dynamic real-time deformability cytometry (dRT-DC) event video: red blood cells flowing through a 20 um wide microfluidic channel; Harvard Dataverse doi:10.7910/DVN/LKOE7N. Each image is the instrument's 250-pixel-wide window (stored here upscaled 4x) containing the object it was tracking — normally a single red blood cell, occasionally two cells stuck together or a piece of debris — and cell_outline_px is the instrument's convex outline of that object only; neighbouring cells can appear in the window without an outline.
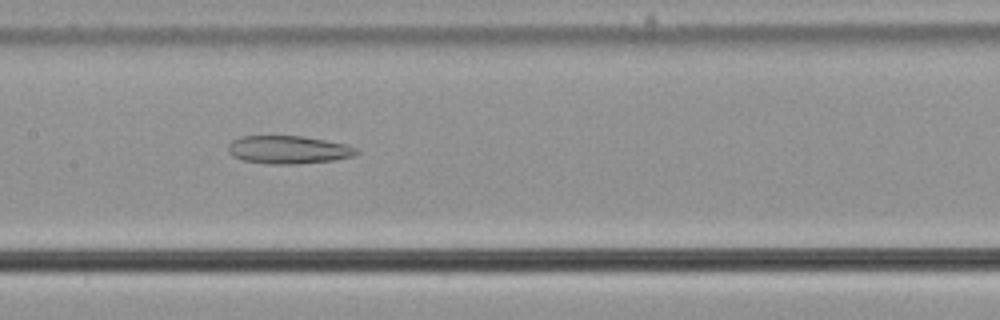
{"species": "common noctule bat (a hibernating species)", "species_latin": "Nyctalus noctula", "temperature_condition": "cold", "stored_images_in_passage": 32, "camera_frame_rate_fps": 3000, "um_per_image_px": 0.085, "animal": {"sex": "male", "body_mass_g": 21.5, "forearm_length_mm": 52.0}, "frame": {"image": 1, "passage_image": 11, "time_ms": 3.333, "image_size_px": [1000, 320], "cell_outline_px": [[360, 152], [356, 156], [332, 160], [296, 164], [268, 164], [244, 160], [232, 156], [228, 152], [228, 144], [232, 140], [240, 136], [300, 136], [348, 144], [356, 148]], "centroid_in_image_um": [24.52, 12.73], "position_along_channel_um": 182.9, "area_um2": 21.04}}
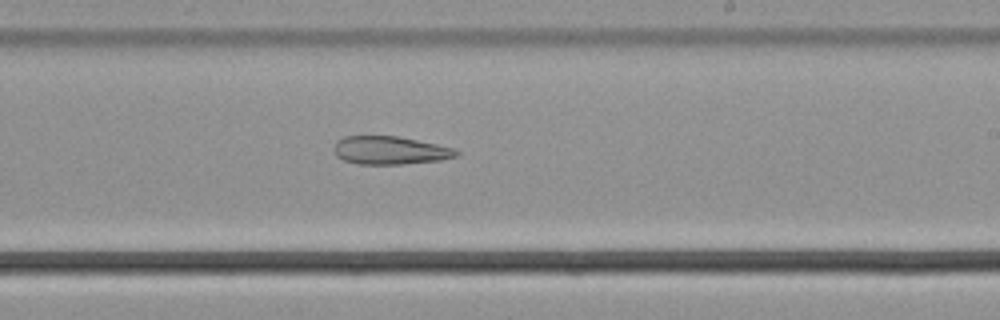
{"frame": {"image": 2, "passage_image": 17, "time_ms": 5.333, "image_size_px": [1000, 320], "cell_outline_px": [[460, 152], [456, 156], [440, 160], [404, 164], [360, 164], [344, 160], [336, 156], [336, 140], [344, 136], [400, 136], [456, 148]], "centroid_in_image_um": [33.2, 12.77], "position_along_channel_um": 255.8, "area_um2": 20.06}}
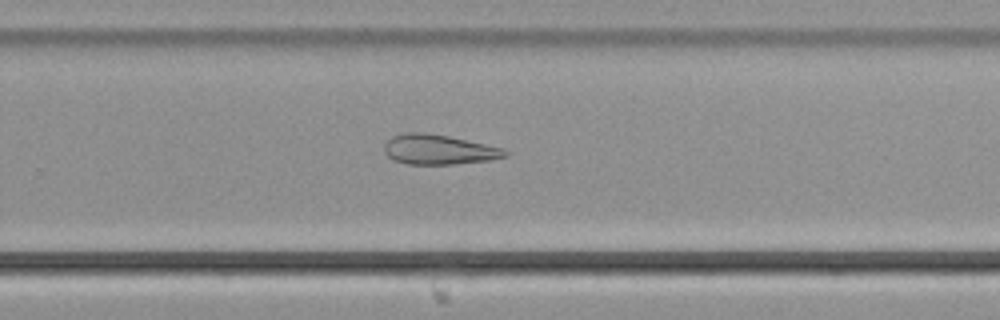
{"frame": {"image": 3, "passage_image": 20, "time_ms": 6.333, "image_size_px": [1000, 320], "cell_outline_px": [[512, 152], [508, 156], [492, 160], [452, 164], [408, 164], [392, 160], [384, 152], [384, 144], [392, 136], [404, 132], [424, 132], [448, 136], [504, 148]], "centroid_in_image_um": [37.32, 12.71], "position_along_channel_um": 292.5, "area_um2": 21.27}}